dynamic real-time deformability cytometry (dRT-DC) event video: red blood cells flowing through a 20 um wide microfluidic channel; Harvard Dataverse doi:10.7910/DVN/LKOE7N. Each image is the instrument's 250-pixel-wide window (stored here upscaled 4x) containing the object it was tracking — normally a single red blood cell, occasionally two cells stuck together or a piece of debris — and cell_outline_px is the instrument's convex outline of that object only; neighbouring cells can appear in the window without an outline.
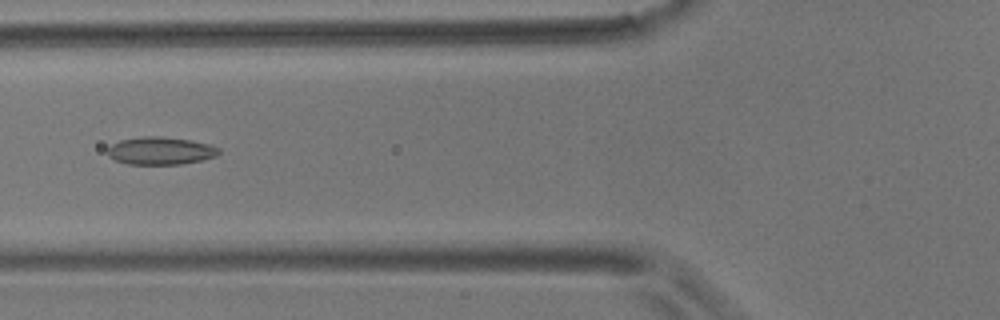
{"species": "common noctule bat (a hibernating species)", "species_latin": "Nyctalus noctula", "temperature_condition": "room temperature", "stored_images_in_passage": 9, "camera_frame_rate_fps": 3000, "um_per_image_px": 0.085, "animal": {"sex": "male", "body_mass_g": 17.9}, "frame": {"image": 1, "passage_image": 6, "time_ms": 6.0, "image_size_px": [1000, 320], "cell_outline_px": [[220, 152], [216, 156], [200, 160], [180, 164], [128, 164], [116, 160], [108, 156], [108, 148], [112, 144], [120, 140], [144, 136], [160, 136], [188, 140], [208, 144], [220, 148]], "centroid_in_image_um": [13.63, 12.81], "position_along_channel_um": 112.2, "area_um2": 17.74}}
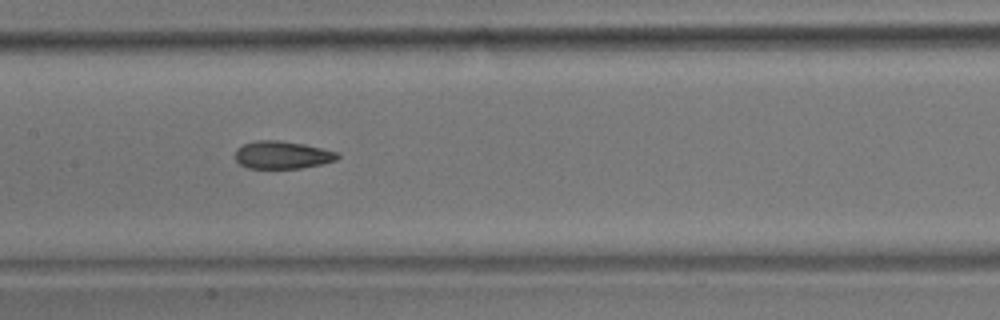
{"frame": {"image": 2, "passage_image": 8, "time_ms": 8.0, "image_size_px": [1000, 320], "cell_outline_px": [[340, 156], [336, 160], [320, 164], [300, 168], [248, 168], [240, 164], [236, 160], [236, 148], [244, 144], [256, 140], [280, 140], [304, 144], [340, 152]], "centroid_in_image_um": [24.01, 13.16], "position_along_channel_um": 183.4, "area_um2": 16.53}}
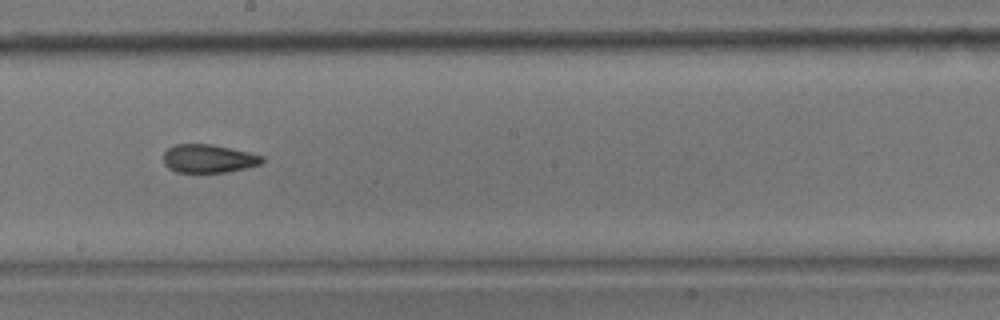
{"frame": {"image": 3, "passage_image": 9, "time_ms": 9.333, "image_size_px": [1000, 320], "cell_outline_px": [[264, 160], [260, 164], [228, 172], [176, 172], [168, 168], [164, 164], [164, 152], [168, 148], [176, 144], [212, 144], [248, 152], [264, 156]], "centroid_in_image_um": [17.71, 13.48], "position_along_channel_um": 230.5, "area_um2": 16.24}}